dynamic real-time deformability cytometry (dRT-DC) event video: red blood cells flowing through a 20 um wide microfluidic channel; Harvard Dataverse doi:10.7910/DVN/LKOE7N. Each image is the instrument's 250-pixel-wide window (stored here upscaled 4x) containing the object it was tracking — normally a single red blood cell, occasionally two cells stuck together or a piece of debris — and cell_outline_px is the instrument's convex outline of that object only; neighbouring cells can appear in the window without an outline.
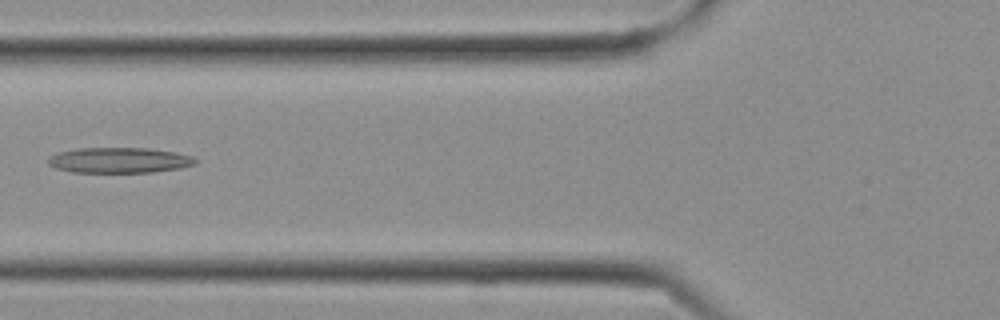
{"species": "Egyptian fruit bat (a non-hibernating species)", "species_latin": "Rousettus aegyptiacus", "temperature_condition": "cold", "stored_images_in_passage": 10, "camera_frame_rate_fps": 3000, "um_per_image_px": 0.085, "frame": {"image": 1, "passage_image": 9, "time_ms": 2.667, "image_size_px": [1000, 320], "cell_outline_px": [[196, 164], [180, 168], [152, 172], [72, 172], [56, 168], [48, 164], [48, 160], [56, 152], [76, 148], [148, 148], [172, 152], [192, 156], [196, 160]], "centroid_in_image_um": [10.11, 13.62], "position_along_channel_um": 115.7, "area_um2": 21.73}}